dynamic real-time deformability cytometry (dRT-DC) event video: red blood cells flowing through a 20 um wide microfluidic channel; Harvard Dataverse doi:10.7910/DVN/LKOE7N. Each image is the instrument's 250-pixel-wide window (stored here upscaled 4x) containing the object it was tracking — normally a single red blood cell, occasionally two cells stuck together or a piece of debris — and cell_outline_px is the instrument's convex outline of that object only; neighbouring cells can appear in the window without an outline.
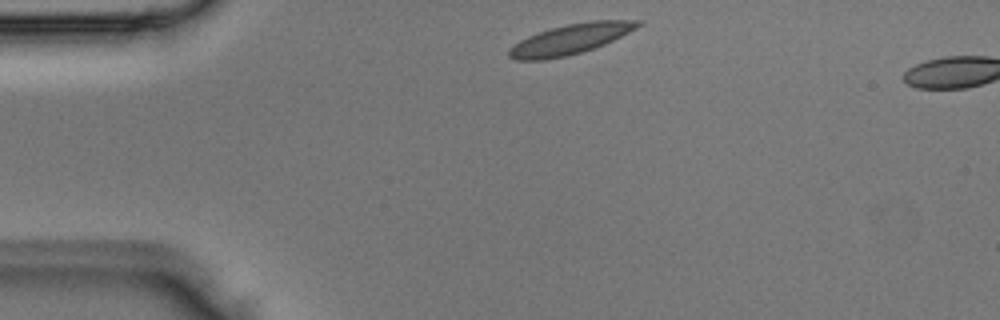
{"species": "Egyptian fruit bat (a non-hibernating species)", "species_latin": "Rousettus aegyptiacus", "temperature_condition": "room temperature", "stored_images_in_passage": 4, "segment_of_instrument_passage": [2, 2], "camera_frame_rate_fps": 3000, "um_per_image_px": 0.085, "animal": {"sex": "male"}, "frame": {"image": 1, "passage_image": 4, "time_ms": 1.0, "image_size_px": [1000, 320], "cell_outline_px": [[644, 24], [604, 44], [568, 56], [544, 60], [516, 60], [508, 56], [508, 48], [512, 44], [528, 36], [552, 28], [568, 24], [592, 20], [644, 20]], "centroid_in_image_um": [48.46, 3.33], "position_along_channel_um": 36.5, "area_um2": 22.54}}